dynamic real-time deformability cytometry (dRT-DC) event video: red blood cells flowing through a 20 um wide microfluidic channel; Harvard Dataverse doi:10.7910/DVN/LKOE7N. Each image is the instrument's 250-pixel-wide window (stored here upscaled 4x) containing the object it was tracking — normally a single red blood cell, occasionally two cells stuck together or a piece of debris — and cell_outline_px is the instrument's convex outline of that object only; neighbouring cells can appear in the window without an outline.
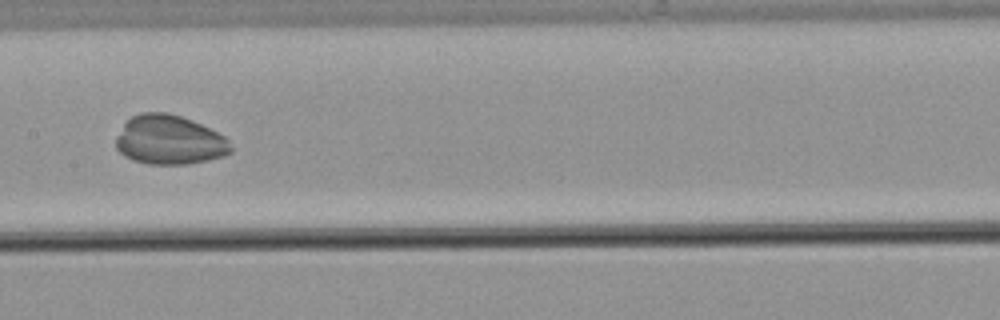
{"species": "common noctule bat (a hibernating species)", "species_latin": "Nyctalus noctula", "temperature_condition": "warm", "stored_images_in_passage": 50, "camera_frame_rate_fps": 3000, "um_per_image_px": 0.085, "animal": {"sex": "male", "body_mass_g": 21.5, "forearm_length_mm": 52.0}, "frame": {"image": 1, "passage_image": 22, "time_ms": 7.0, "image_size_px": [1000, 320], "cell_outline_px": [[232, 152], [224, 156], [208, 160], [188, 164], [148, 164], [132, 160], [124, 156], [116, 148], [116, 136], [124, 124], [132, 116], [140, 112], [168, 112], [192, 120], [224, 136], [228, 140], [232, 148]], "centroid_in_image_um": [14.39, 11.9], "position_along_channel_um": 193.0, "area_um2": 33.06}}